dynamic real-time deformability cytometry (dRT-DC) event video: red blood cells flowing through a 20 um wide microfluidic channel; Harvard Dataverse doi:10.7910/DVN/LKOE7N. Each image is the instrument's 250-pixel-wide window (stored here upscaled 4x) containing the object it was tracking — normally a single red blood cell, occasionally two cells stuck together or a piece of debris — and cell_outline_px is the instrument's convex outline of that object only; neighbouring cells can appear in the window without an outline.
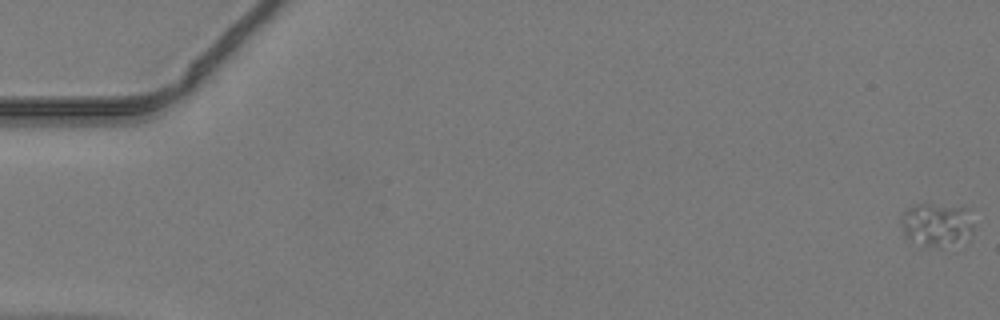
{"species": "common noctule bat (a hibernating species)", "species_latin": "Nyctalus noctula", "temperature_condition": "warm", "stored_images_in_passage": 20, "segment_of_instrument_passage": [1, 2], "camera_frame_rate_fps": 3000, "um_per_image_px": 0.085, "animal": {"sex": "male", "body_mass_g": 19.2, "forearm_length_mm": 51.8}, "frame": {"image": 1, "passage_image": 1, "time_ms": 0.0, "image_size_px": [1000, 320], "cell_outline_px": [[972, 232], [968, 240], [940, 248], [920, 248], [908, 240], [904, 232], [900, 220], [900, 216], [912, 204], [928, 204], [968, 208], [972, 224]], "centroid_in_image_um": [79.58, 19.15], "position_along_channel_um": 5.4, "area_um2": 18.96}}
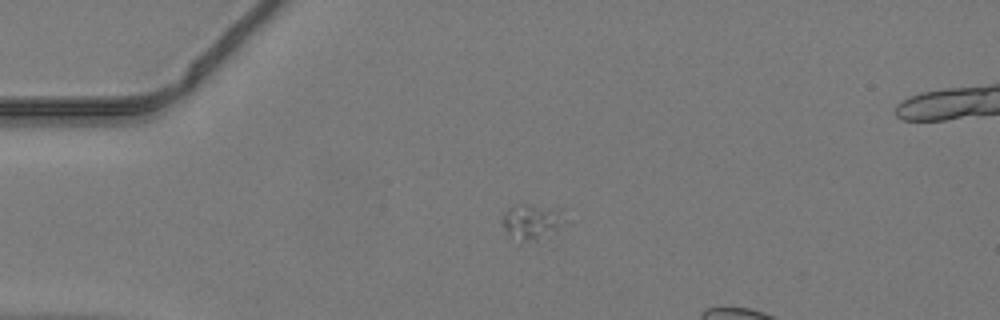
{"frame": {"image": 2, "passage_image": 13, "time_ms": 4.0, "image_size_px": [1000, 320], "cell_outline_px": [[564, 220], [556, 232], [536, 240], [524, 240], [508, 232], [504, 228], [500, 220], [500, 216], [512, 204], [532, 204], [564, 208]], "centroid_in_image_um": [45.23, 18.75], "position_along_channel_um": 39.8, "area_um2": 13.06}}
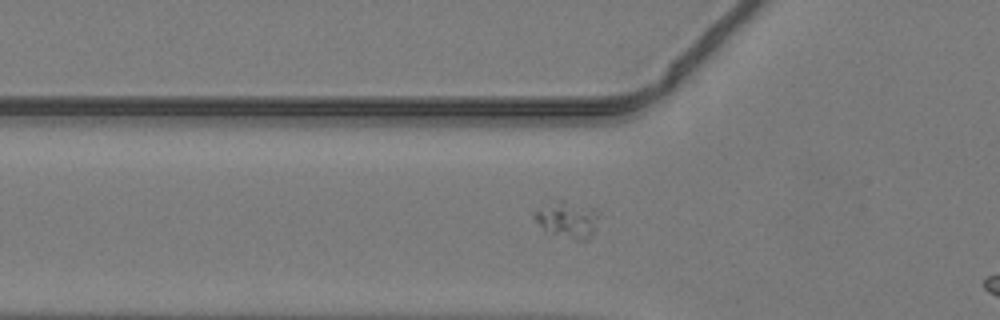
{"frame": {"image": 3, "passage_image": 18, "time_ms": 5.667, "image_size_px": [1000, 320], "cell_outline_px": [[596, 228], [592, 236], [588, 240], [576, 240], [552, 232], [544, 228], [532, 216], [532, 212], [560, 200], [564, 200], [596, 208]], "centroid_in_image_um": [48.28, 18.66], "position_along_channel_um": 77.5, "area_um2": 13.24}}